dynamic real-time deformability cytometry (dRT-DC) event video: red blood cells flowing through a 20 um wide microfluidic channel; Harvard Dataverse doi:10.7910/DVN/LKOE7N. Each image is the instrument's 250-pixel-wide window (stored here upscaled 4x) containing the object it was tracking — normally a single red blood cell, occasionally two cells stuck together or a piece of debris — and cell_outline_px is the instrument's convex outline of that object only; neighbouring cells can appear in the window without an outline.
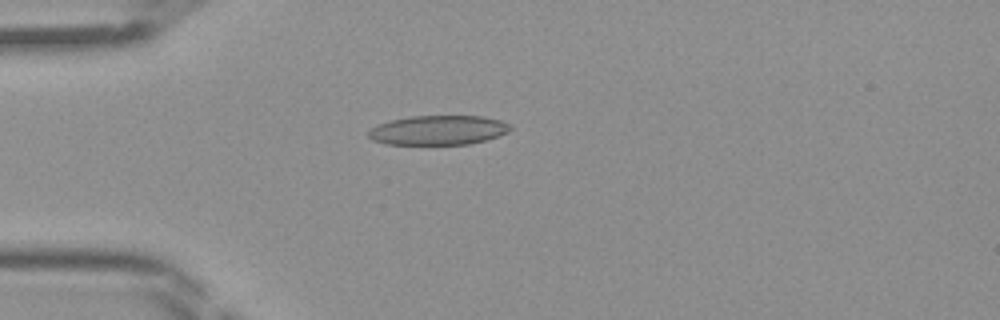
{"species": "Egyptian fruit bat (a non-hibernating species)", "species_latin": "Rousettus aegyptiacus", "temperature_condition": "room temperature", "stored_images_in_passage": 45, "camera_frame_rate_fps": 3000, "um_per_image_px": 0.085, "frame": {"image": 1, "passage_image": 12, "time_ms": 3.667, "image_size_px": [1000, 320], "cell_outline_px": [[512, 128], [508, 132], [484, 140], [468, 144], [384, 144], [372, 140], [368, 136], [368, 132], [372, 128], [380, 124], [392, 120], [412, 116], [484, 116], [500, 120], [508, 124]], "centroid_in_image_um": [37.25, 11.06], "position_along_channel_um": 47.8, "area_um2": 24.1}}
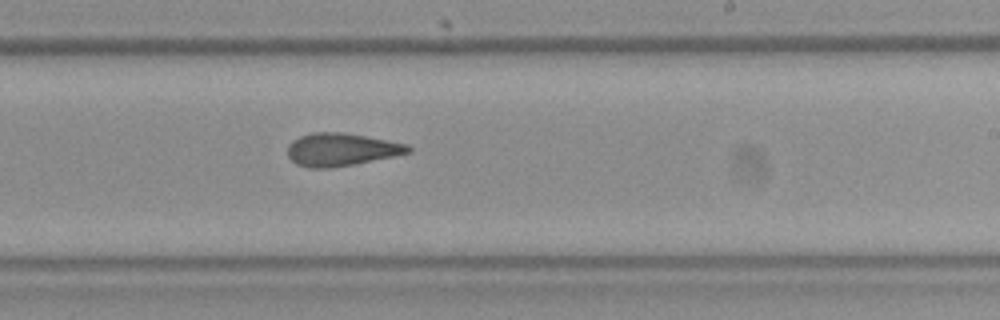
{"frame": {"image": 2, "passage_image": 27, "time_ms": 8.667, "image_size_px": [1000, 320], "cell_outline_px": [[412, 152], [356, 164], [332, 168], [308, 168], [296, 164], [288, 156], [288, 144], [292, 140], [300, 136], [312, 132], [344, 132], [388, 140], [408, 144], [412, 148]], "centroid_in_image_um": [29.01, 12.71], "position_along_channel_um": 260.0, "area_um2": 23.29}}
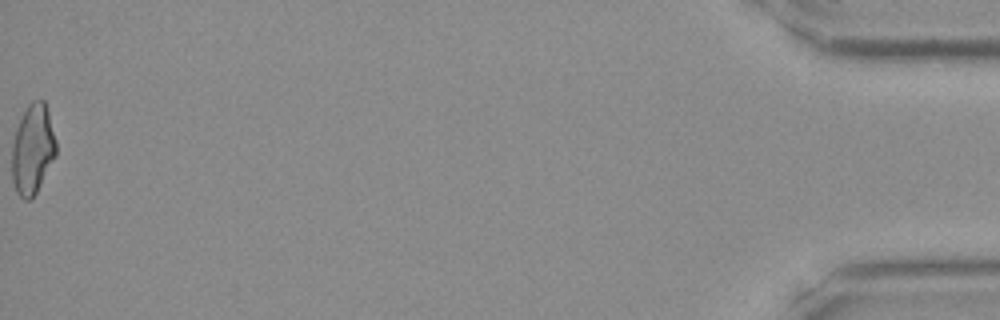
{"frame": {"image": 3, "passage_image": 45, "time_ms": 14.667, "image_size_px": [1000, 320], "cell_outline_px": [[56, 156], [32, 200], [24, 200], [16, 192], [12, 180], [12, 144], [16, 128], [28, 104], [32, 100], [44, 100], [48, 112], [56, 140]], "centroid_in_image_um": [2.77, 12.72], "position_along_channel_um": 432.4, "area_um2": 23.18}}